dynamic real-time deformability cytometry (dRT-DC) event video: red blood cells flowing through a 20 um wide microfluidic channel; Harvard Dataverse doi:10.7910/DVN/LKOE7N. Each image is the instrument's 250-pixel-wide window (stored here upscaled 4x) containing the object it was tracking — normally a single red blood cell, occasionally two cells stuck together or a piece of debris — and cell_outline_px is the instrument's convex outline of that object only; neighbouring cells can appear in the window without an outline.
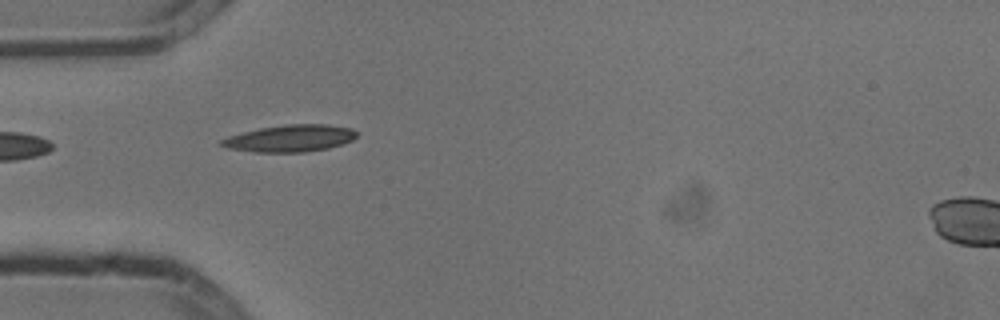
{"species": "common noctule bat (a hibernating species)", "species_latin": "Nyctalus noctula", "temperature_condition": "cold", "stored_images_in_passage": 5, "camera_frame_rate_fps": 3000, "um_per_image_px": 0.085, "animal": {"sex": "male", "body_mass_g": 13.3}, "frame": {"image": 1, "passage_image": 4, "time_ms": 1.0, "image_size_px": [1000, 320], "cell_outline_px": [[356, 136], [352, 140], [328, 148], [304, 152], [256, 152], [228, 148], [220, 144], [220, 140], [228, 136], [260, 128], [284, 124], [328, 124], [352, 128], [356, 132]], "centroid_in_image_um": [24.66, 11.75], "position_along_channel_um": 60.3, "area_um2": 21.1}}
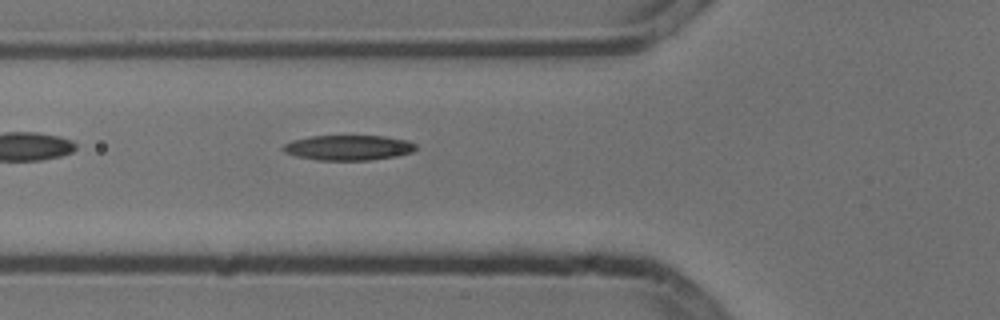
{"frame": {"image": 2, "passage_image": 5, "time_ms": 1.333, "image_size_px": [1000, 320], "cell_outline_px": [[416, 148], [412, 152], [400, 156], [372, 160], [316, 160], [296, 156], [284, 152], [280, 148], [284, 144], [292, 140], [308, 136], [384, 136], [408, 140], [416, 144]], "centroid_in_image_um": [29.61, 12.55], "position_along_channel_um": 96.2, "area_um2": 19.71}}